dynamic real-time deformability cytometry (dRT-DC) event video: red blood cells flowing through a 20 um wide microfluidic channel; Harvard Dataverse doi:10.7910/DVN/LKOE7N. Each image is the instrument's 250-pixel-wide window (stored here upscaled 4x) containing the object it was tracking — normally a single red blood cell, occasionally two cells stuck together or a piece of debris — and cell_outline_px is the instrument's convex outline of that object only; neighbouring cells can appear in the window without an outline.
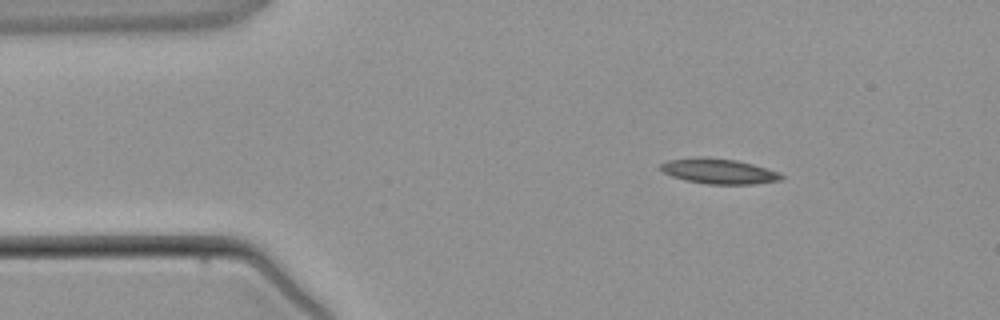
{"species": "common noctule bat (a hibernating species)", "species_latin": "Nyctalus noctula", "temperature_condition": "warm", "stored_images_in_passage": 3, "camera_frame_rate_fps": 3000, "um_per_image_px": 0.085, "animal": {"sex": "male", "body_mass_g": 21.5, "forearm_length_mm": 52.0}, "frame": {"image": 1, "passage_image": 1, "time_ms": 0.0, "image_size_px": [1000, 320], "cell_outline_px": [[784, 176], [780, 180], [756, 184], [708, 184], [684, 180], [672, 176], [664, 172], [660, 168], [660, 164], [668, 160], [700, 156], [704, 156], [736, 160], [752, 164], [780, 172]], "centroid_in_image_um": [61.1, 14.55], "position_along_channel_um": 23.9, "area_um2": 17.8}}
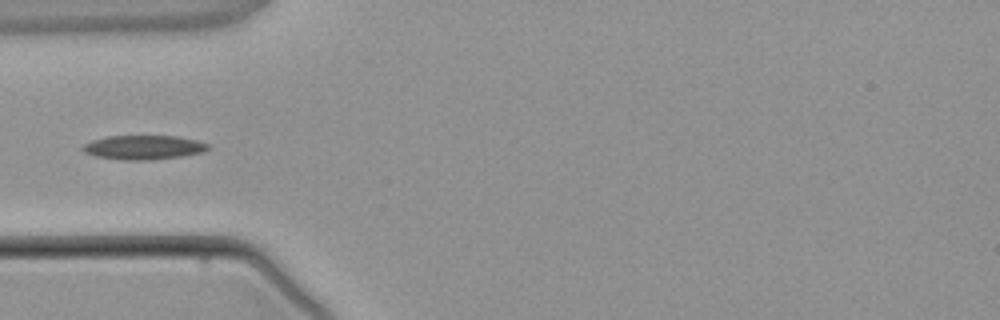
{"frame": {"image": 2, "passage_image": 3, "time_ms": 2.333, "image_size_px": [1000, 320], "cell_outline_px": [[212, 148], [204, 152], [180, 156], [148, 160], [124, 160], [96, 156], [84, 152], [80, 148], [84, 144], [92, 140], [108, 136], [176, 136], [196, 140], [212, 144]], "centroid_in_image_um": [12.24, 12.52], "position_along_channel_um": 72.8, "area_um2": 17.74}}